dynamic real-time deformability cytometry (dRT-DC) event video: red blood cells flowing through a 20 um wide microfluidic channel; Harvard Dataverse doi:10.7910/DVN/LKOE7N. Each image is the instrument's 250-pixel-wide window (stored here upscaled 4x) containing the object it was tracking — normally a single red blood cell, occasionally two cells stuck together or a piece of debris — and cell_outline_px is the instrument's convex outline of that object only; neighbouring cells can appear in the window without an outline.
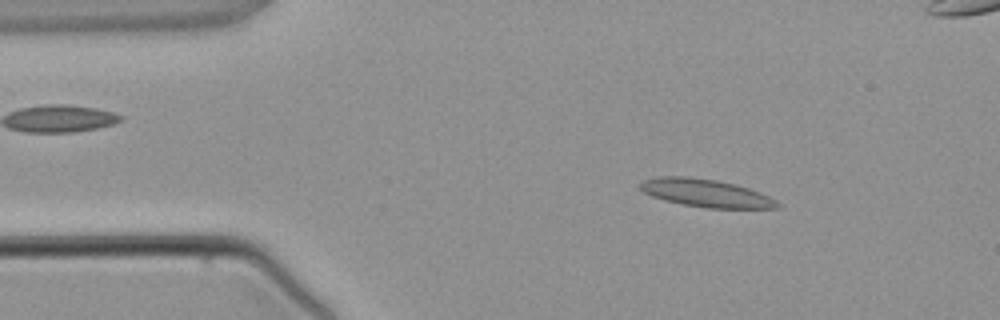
{"species": "common noctule bat (a hibernating species)", "species_latin": "Nyctalus noctula", "temperature_condition": "warm", "stored_images_in_passage": 2, "camera_frame_rate_fps": 3000, "um_per_image_px": 0.085, "animal": {"sex": "male", "body_mass_g": 21.5, "forearm_length_mm": 52.0}, "frame": {"image": 1, "passage_image": 1, "time_ms": 0.0, "image_size_px": [1000, 320], "cell_outline_px": [[780, 208], [708, 208], [684, 204], [664, 200], [652, 196], [644, 192], [640, 188], [640, 184], [644, 180], [656, 176], [684, 176], [716, 180], [748, 188], [760, 192], [776, 200], [780, 204]], "centroid_in_image_um": [60.0, 16.41], "position_along_channel_um": 25.0, "area_um2": 22.02}}